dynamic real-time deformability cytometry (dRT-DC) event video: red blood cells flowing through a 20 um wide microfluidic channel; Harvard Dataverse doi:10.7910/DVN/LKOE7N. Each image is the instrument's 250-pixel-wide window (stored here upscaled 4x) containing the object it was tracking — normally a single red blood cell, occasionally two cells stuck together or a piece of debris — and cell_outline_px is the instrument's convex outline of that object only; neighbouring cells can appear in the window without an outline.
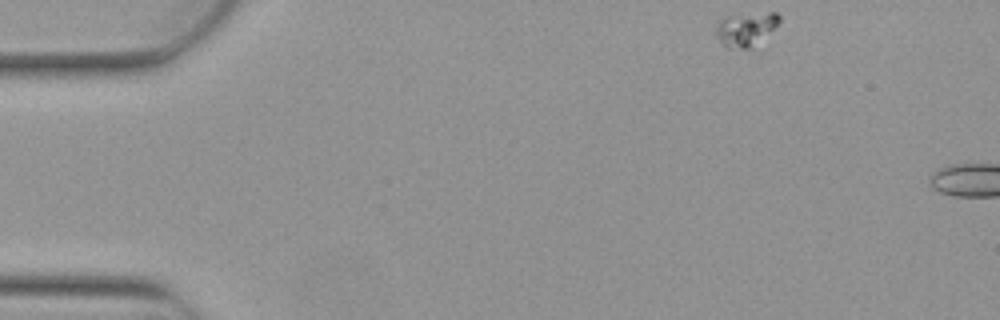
{"species": "Egyptian fruit bat (a non-hibernating species)", "species_latin": "Rousettus aegyptiacus", "temperature_condition": "warm", "stored_images_in_passage": 2, "camera_frame_rate_fps": 3000, "um_per_image_px": 0.085, "animal": {"sex": "female"}, "frame": {"image": 1, "passage_image": 1, "time_ms": 0.0, "image_size_px": [1000, 320], "cell_outline_px": [[780, 20], [752, 48], [728, 48], [716, 36], [716, 24], [724, 16], [768, 12], [776, 12], [780, 16]], "centroid_in_image_um": [63.35, 2.45], "position_along_channel_um": 21.6, "area_um2": 12.14}}